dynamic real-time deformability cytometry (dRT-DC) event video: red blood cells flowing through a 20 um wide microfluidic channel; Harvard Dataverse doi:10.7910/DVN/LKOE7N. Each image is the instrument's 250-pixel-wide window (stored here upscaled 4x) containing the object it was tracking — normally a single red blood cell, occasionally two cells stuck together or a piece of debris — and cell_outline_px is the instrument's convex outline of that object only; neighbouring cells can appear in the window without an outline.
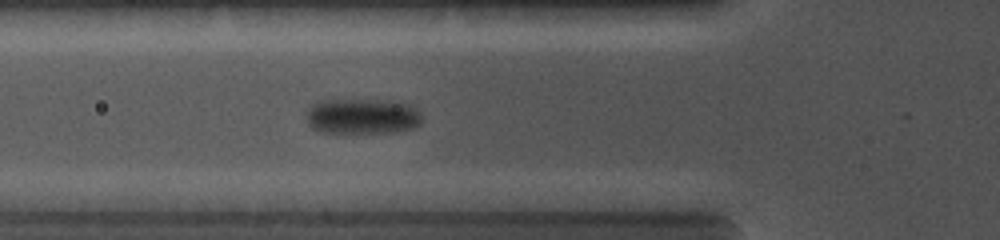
{"species": "common noctule bat (a hibernating species)", "species_latin": "Nyctalus noctula", "temperature_condition": "cold", "stored_images_in_passage": 3, "camera_frame_rate_fps": 5000, "um_per_image_px": 0.085, "animal": {"sex": "female", "body_mass_g": 19.0, "forearm_length_mm": 56.7}, "frame": {"image": 1, "passage_image": 3, "time_ms": 1.8, "image_size_px": [1000, 240], "cell_outline_px": [[420, 124], [412, 128], [392, 132], [320, 132], [312, 128], [308, 124], [308, 108], [316, 100], [400, 100], [416, 108], [420, 112]], "centroid_in_image_um": [30.8, 9.86], "position_along_channel_um": 95.0, "area_um2": 23.99}}